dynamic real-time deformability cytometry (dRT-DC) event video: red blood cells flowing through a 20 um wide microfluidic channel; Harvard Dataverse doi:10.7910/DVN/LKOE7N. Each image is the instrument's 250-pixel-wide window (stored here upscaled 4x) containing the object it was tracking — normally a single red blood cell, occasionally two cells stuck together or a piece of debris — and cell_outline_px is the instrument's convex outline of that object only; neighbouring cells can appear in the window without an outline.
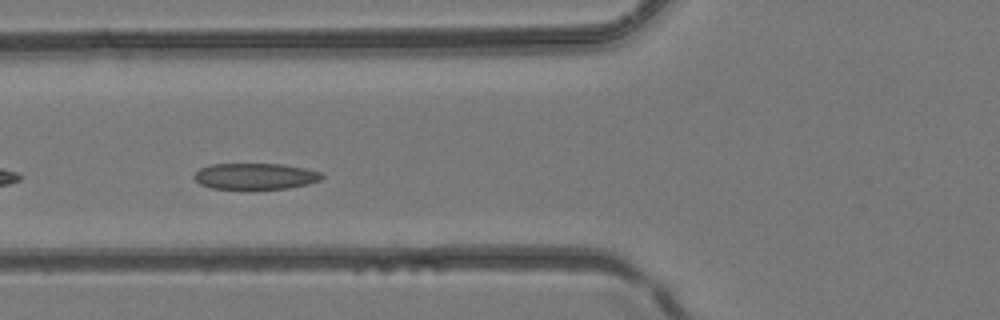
{"species": "common noctule bat (a hibernating species)", "species_latin": "Nyctalus noctula", "temperature_condition": "room temperature", "stored_images_in_passage": 25, "camera_frame_rate_fps": 3000, "um_per_image_px": 0.085, "animal": {"sex": "female", "body_mass_g": 24.6, "forearm_length_mm": 56.2}, "frame": {"image": 1, "passage_image": 5, "time_ms": 1.333, "image_size_px": [1000, 320], "cell_outline_px": [[324, 176], [320, 180], [308, 184], [288, 188], [212, 188], [200, 184], [192, 176], [200, 168], [212, 164], [280, 164], [304, 168], [324, 172]], "centroid_in_image_um": [21.73, 14.97], "position_along_channel_um": 104.1, "area_um2": 19.31}}
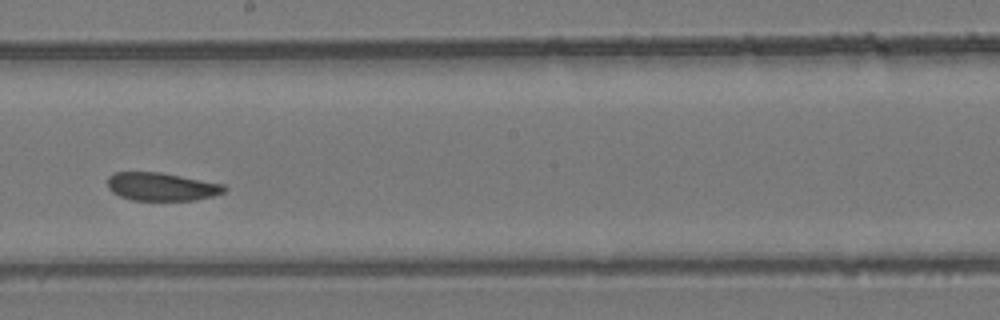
{"frame": {"image": 2, "passage_image": 13, "time_ms": 4.0, "image_size_px": [1000, 320], "cell_outline_px": [[228, 188], [224, 192], [212, 196], [196, 200], [132, 200], [120, 196], [112, 192], [108, 188], [108, 176], [116, 172], [160, 172], [224, 184]], "centroid_in_image_um": [13.74, 15.86], "position_along_channel_um": 234.5, "area_um2": 19.13}}
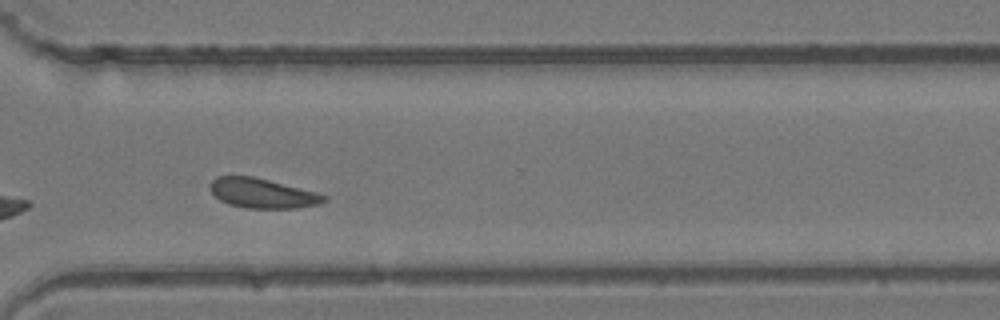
{"frame": {"image": 3, "passage_image": 20, "time_ms": 6.333, "image_size_px": [1000, 320], "cell_outline_px": [[328, 200], [320, 204], [296, 208], [244, 208], [228, 204], [220, 200], [208, 188], [208, 184], [216, 176], [252, 176], [316, 192], [328, 196]], "centroid_in_image_um": [22.29, 16.43], "position_along_channel_um": 348.3, "area_um2": 19.77}}